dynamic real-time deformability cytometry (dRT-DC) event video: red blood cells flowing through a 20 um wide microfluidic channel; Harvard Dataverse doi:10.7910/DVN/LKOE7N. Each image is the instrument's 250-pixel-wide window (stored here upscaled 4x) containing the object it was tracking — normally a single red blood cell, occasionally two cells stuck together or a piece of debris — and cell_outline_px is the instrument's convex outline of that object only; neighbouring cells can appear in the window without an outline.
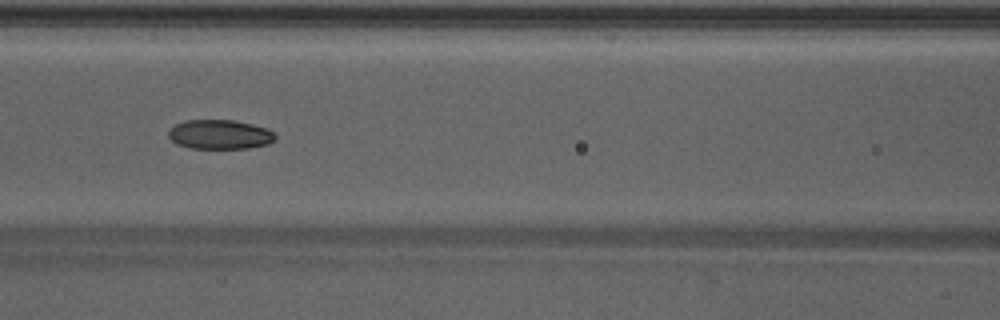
{"species": "Egyptian fruit bat (a non-hibernating species)", "species_latin": "Rousettus aegyptiacus", "temperature_condition": "warm", "stored_images_in_passage": 45, "camera_frame_rate_fps": 3000, "um_per_image_px": 0.085, "animal": {"sex": "male"}, "frame": {"image": 1, "passage_image": 22, "time_ms": 7.0, "image_size_px": [1000, 320], "cell_outline_px": [[276, 140], [268, 144], [248, 148], [192, 148], [176, 144], [168, 136], [168, 132], [176, 124], [184, 120], [232, 120], [252, 124], [268, 128], [276, 136]], "centroid_in_image_um": [18.7, 11.43], "position_along_channel_um": 147.9, "area_um2": 18.26}}
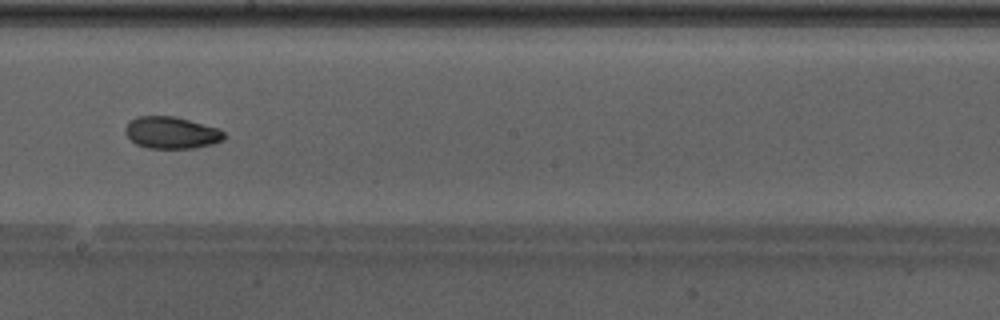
{"frame": {"image": 2, "passage_image": 28, "time_ms": 9.0, "image_size_px": [1000, 320], "cell_outline_px": [[224, 140], [212, 144], [196, 148], [148, 148], [136, 144], [124, 132], [124, 128], [136, 116], [176, 116], [220, 128], [224, 132]], "centroid_in_image_um": [14.6, 11.27], "position_along_channel_um": 233.6, "area_um2": 18.5}}
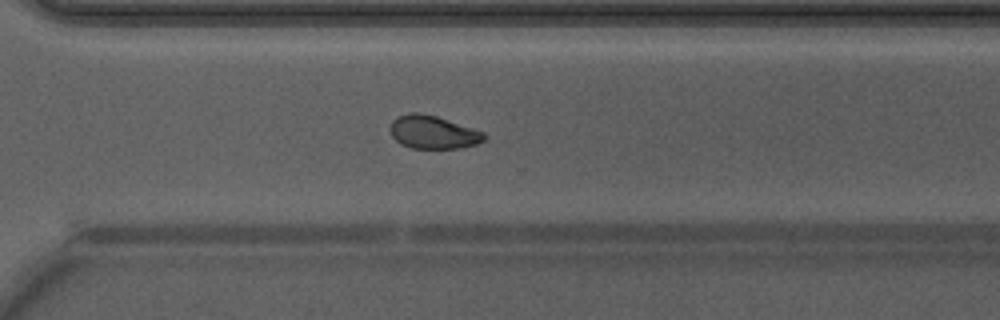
{"frame": {"image": 3, "passage_image": 35, "time_ms": 11.333, "image_size_px": [1000, 320], "cell_outline_px": [[484, 140], [476, 144], [460, 148], [412, 148], [400, 144], [392, 136], [388, 128], [392, 120], [396, 116], [408, 112], [420, 112], [436, 116], [484, 132]], "centroid_in_image_um": [36.74, 11.22], "position_along_channel_um": 333.9, "area_um2": 18.21}, "authors_computed_cell_mechanics": {"area_um2": 18.496, "velocity_mm_per_s": 4.3051, "shape_relaxation_time_tau1_ms": 4.4706, "shape_relaxation_time_tau2_ms": 2.7667, "deformation_change_tau1": 0.1233, "deformation_change_tau2": 0.0566}}